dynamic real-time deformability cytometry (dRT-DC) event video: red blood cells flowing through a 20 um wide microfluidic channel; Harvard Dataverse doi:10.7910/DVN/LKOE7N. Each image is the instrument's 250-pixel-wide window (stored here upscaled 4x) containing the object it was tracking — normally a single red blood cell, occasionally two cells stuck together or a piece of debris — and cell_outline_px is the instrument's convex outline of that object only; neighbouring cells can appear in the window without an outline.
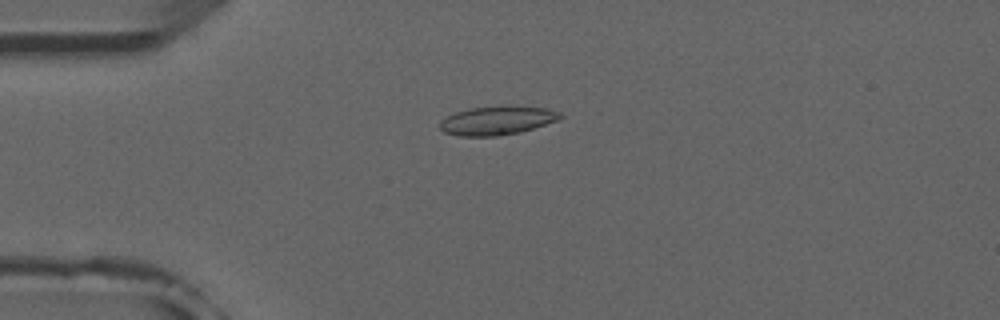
{"species": "common noctule bat (a hibernating species)", "species_latin": "Nyctalus noctula", "temperature_condition": "room temperature", "stored_images_in_passage": 5, "camera_frame_rate_fps": 3000, "um_per_image_px": 0.085, "animal": {"sex": "male", "forearm_length_mm": 52.5}, "frame": {"image": 1, "passage_image": 3, "time_ms": 2.333, "image_size_px": [1000, 320], "cell_outline_px": [[564, 116], [556, 120], [520, 132], [496, 136], [460, 136], [444, 132], [440, 128], [440, 120], [456, 112], [472, 108], [548, 108], [560, 112]], "centroid_in_image_um": [42.21, 10.28], "position_along_channel_um": 42.8, "area_um2": 19.19}}
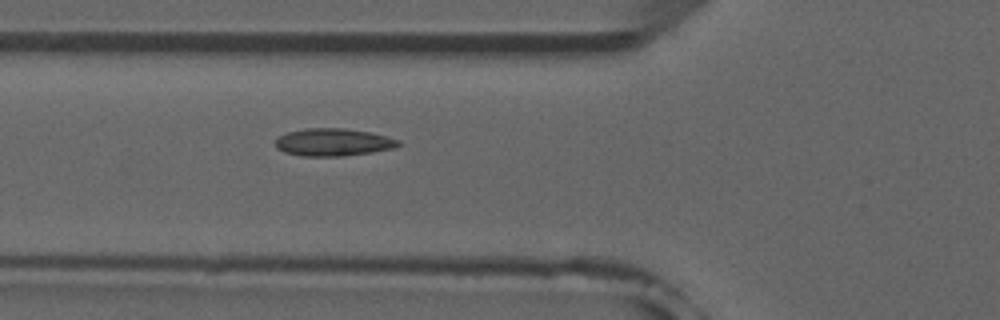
{"frame": {"image": 2, "passage_image": 5, "time_ms": 4.333, "image_size_px": [1000, 320], "cell_outline_px": [[400, 144], [396, 148], [372, 152], [344, 156], [300, 156], [284, 152], [276, 148], [276, 140], [280, 136], [288, 132], [308, 128], [344, 128], [368, 132], [400, 140]], "centroid_in_image_um": [28.32, 12.1], "position_along_channel_um": 97.5, "area_um2": 19.65}}